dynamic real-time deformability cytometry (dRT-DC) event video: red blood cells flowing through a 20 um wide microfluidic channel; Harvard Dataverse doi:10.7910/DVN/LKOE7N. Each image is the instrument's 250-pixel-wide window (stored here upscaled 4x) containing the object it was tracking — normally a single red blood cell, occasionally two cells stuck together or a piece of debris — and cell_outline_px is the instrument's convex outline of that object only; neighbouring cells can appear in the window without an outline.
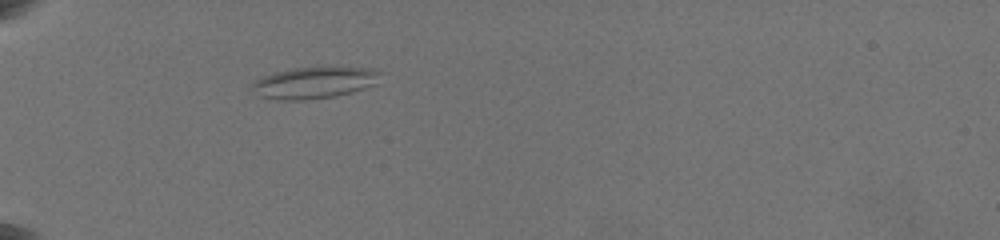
{"species": "common noctule bat (a hibernating species)", "species_latin": "Nyctalus noctula", "temperature_condition": "warm", "stored_images_in_passage": 20, "camera_frame_rate_fps": 3000, "um_per_image_px": 0.085, "animal": {"sex": "female", "body_mass_g": 19.5, "forearm_length_mm": 54.1}, "frame": {"image": 1, "passage_image": 1, "time_ms": 0.0, "image_size_px": [1000, 240], "cell_outline_px": [[380, 72], [376, 84], [352, 92], [336, 96], [304, 100], [280, 100], [260, 96], [252, 88], [252, 84], [260, 76], [292, 68], [376, 68]], "centroid_in_image_um": [26.7, 7.04], "position_along_channel_um": 58.3, "area_um2": 23.29}}
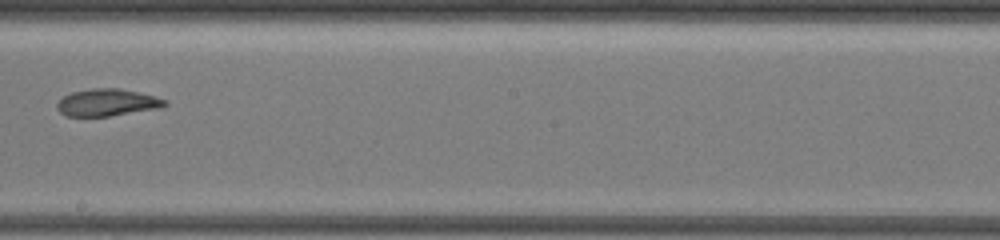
{"frame": {"image": 2, "passage_image": 7, "time_ms": 5.667, "image_size_px": [1000, 240], "cell_outline_px": [[168, 104], [160, 108], [108, 116], [64, 116], [56, 108], [56, 104], [64, 96], [72, 92], [92, 88], [120, 88], [168, 100]], "centroid_in_image_um": [9.09, 8.71], "position_along_channel_um": 239.1, "area_um2": 16.94}}
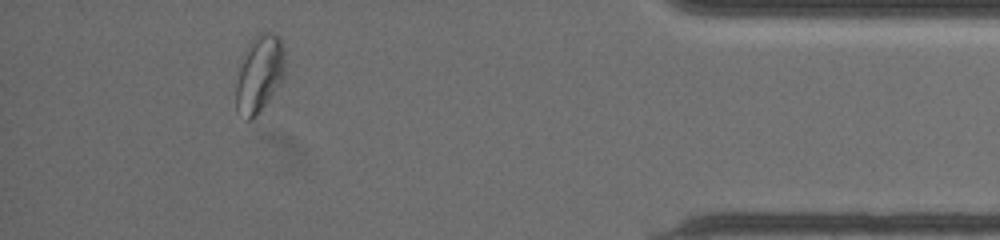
{"frame": {"image": 3, "passage_image": 17, "time_ms": 11.667, "image_size_px": [1000, 240], "cell_outline_px": [[284, 76], [276, 88], [256, 116], [252, 120], [248, 120], [236, 108], [236, 84], [240, 68], [244, 56], [252, 40], [260, 32], [272, 32], [280, 36], [284, 48]], "centroid_in_image_um": [22.07, 6.25], "position_along_channel_um": 413.1, "area_um2": 21.44}, "authors_computed_cell_mechanics": {"area_um2": 19.1607, "velocity_mm_per_s": 3.5629, "shape_relaxation_time_tau1_ms": null, "shape_relaxation_time_tau2_ms": 2.3648, "deformation_change_tau1": null, "deformation_change_tau2": 0.0771}}